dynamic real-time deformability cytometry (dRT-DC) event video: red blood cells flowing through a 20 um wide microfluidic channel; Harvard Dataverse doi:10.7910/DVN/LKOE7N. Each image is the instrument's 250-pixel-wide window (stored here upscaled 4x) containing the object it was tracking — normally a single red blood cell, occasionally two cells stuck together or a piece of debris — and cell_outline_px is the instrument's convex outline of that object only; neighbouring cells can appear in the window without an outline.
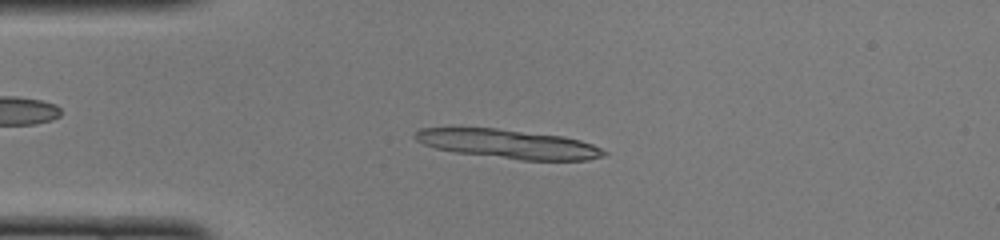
{"species": "common noctule bat (a hibernating species)", "species_latin": "Nyctalus noctula", "temperature_condition": "cold", "stored_images_in_passage": 46, "segment_of_instrument_passage": [1, 2], "camera_frame_rate_fps": 3000, "um_per_image_px": 0.085, "animal": {"sex": "female", "body_mass_g": 22.0, "forearm_length_mm": 56.7}, "frame": {"image": 1, "passage_image": 10, "time_ms": 3.0, "image_size_px": [1000, 240], "cell_outline_px": [[608, 152], [604, 156], [588, 160], [520, 160], [456, 152], [436, 148], [424, 144], [416, 140], [412, 136], [420, 128], [496, 128], [564, 136], [580, 140], [592, 144]], "centroid_in_image_um": [43.23, 12.24], "position_along_channel_um": 41.8, "area_um2": 31.85}}